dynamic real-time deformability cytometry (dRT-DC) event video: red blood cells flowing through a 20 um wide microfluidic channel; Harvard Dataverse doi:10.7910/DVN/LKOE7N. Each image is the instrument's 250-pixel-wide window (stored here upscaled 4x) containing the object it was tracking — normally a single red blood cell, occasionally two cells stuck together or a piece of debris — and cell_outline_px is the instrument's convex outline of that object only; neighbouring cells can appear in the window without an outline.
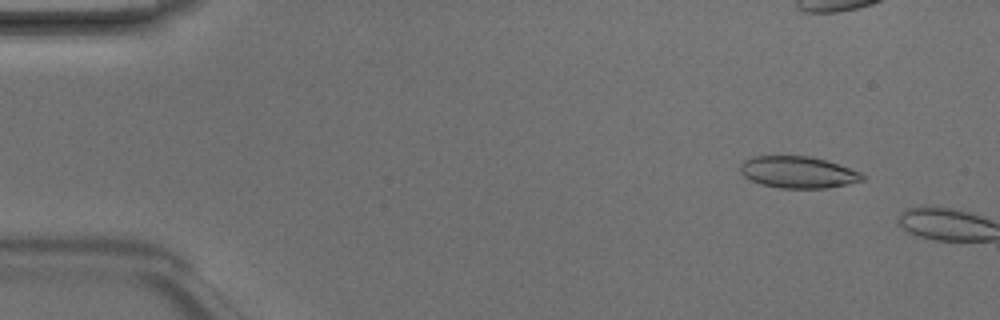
{"species": "Egyptian fruit bat (a non-hibernating species)", "species_latin": "Rousettus aegyptiacus", "temperature_condition": "room temperature", "stored_images_in_passage": 3, "camera_frame_rate_fps": 3000, "um_per_image_px": 0.085, "animal": {"sex": "male"}, "frame": {"image": 1, "passage_image": 2, "time_ms": 0.333, "image_size_px": [1000, 320], "cell_outline_px": [[868, 176], [864, 180], [848, 184], [828, 188], [780, 188], [760, 184], [744, 176], [740, 172], [740, 164], [744, 160], [752, 156], [808, 156], [840, 164], [860, 172]], "centroid_in_image_um": [67.85, 14.64], "position_along_channel_um": 17.1, "area_um2": 22.72}}